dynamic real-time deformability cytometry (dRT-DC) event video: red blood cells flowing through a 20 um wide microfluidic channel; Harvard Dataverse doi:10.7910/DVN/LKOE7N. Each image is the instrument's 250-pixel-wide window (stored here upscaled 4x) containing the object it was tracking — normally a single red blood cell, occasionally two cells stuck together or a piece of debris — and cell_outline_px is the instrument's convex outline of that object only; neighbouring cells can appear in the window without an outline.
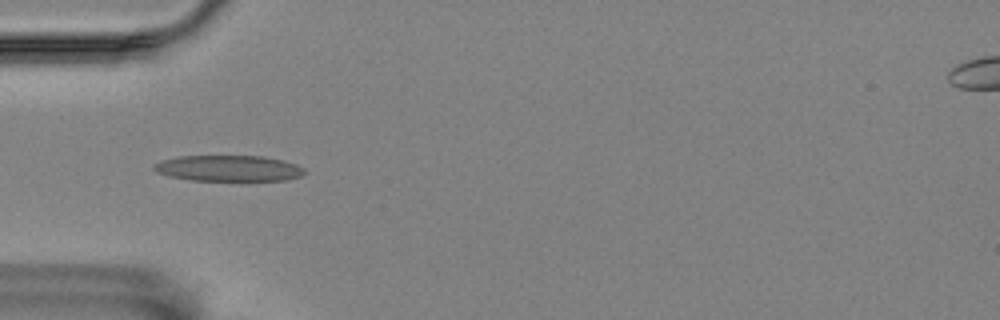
{"species": "Egyptian fruit bat (a non-hibernating species)", "species_latin": "Rousettus aegyptiacus", "temperature_condition": "room temperature", "stored_images_in_passage": 11, "camera_frame_rate_fps": 3000, "um_per_image_px": 0.085, "animal": {"sex": "female"}, "frame": {"image": 1, "passage_image": 1, "time_ms": 0.0, "image_size_px": [1000, 320], "cell_outline_px": [[308, 172], [300, 176], [288, 180], [192, 180], [168, 176], [156, 172], [152, 168], [152, 164], [160, 160], [180, 156], [264, 156], [284, 160], [296, 164], [304, 168]], "centroid_in_image_um": [19.43, 14.3], "position_along_channel_um": 65.6, "area_um2": 22.95}}
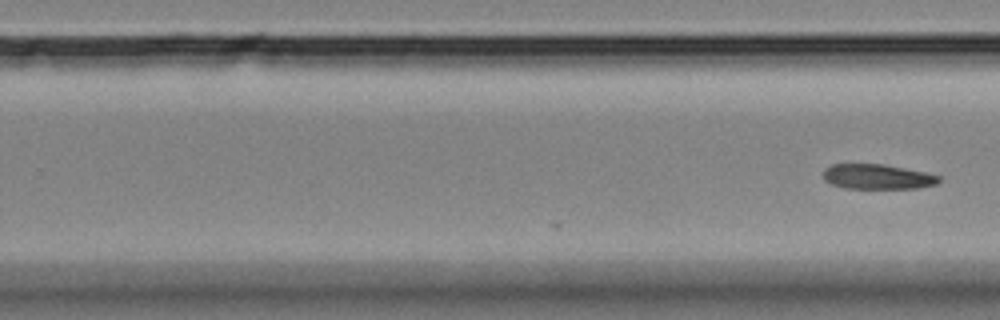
{"frame": {"image": 2, "passage_image": 11, "time_ms": 3.333, "image_size_px": [1000, 320], "cell_outline_px": [[940, 180], [936, 184], [916, 188], [844, 188], [832, 184], [824, 180], [824, 168], [832, 164], [884, 164], [924, 172], [940, 176]], "centroid_in_image_um": [74.55, 15.01], "position_along_channel_um": 255.2, "area_um2": 16.7}}